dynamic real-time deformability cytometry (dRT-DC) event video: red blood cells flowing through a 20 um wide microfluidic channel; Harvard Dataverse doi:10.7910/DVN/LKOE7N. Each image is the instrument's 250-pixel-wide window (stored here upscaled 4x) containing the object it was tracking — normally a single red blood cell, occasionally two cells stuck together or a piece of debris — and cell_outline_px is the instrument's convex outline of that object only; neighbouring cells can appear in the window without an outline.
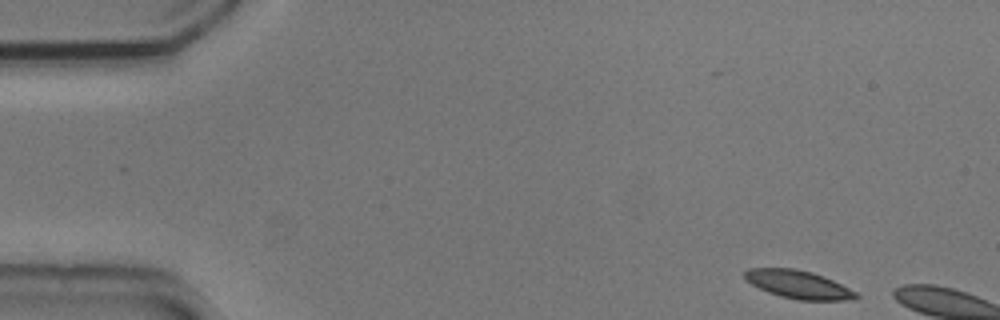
{"species": "common noctule bat (a hibernating species)", "species_latin": "Nyctalus noctula", "temperature_condition": "cold", "stored_images_in_passage": 5, "camera_frame_rate_fps": 3000, "um_per_image_px": 0.085, "animal": {"sex": "male", "body_mass_g": 20.5, "forearm_length_mm": 52.5}, "frame": {"image": 1, "passage_image": 1, "time_ms": 0.0, "image_size_px": [1000, 320], "cell_outline_px": [[860, 296], [844, 300], [796, 300], [780, 296], [768, 292], [752, 284], [744, 276], [744, 272], [748, 268], [796, 268], [812, 272], [824, 276], [856, 292]], "centroid_in_image_um": [67.84, 24.17], "position_along_channel_um": 17.2, "area_um2": 18.03}}